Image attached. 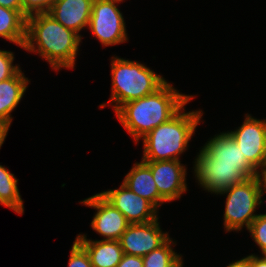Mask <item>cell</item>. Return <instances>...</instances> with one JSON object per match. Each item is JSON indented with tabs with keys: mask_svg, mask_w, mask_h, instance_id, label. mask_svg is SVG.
Returning a JSON list of instances; mask_svg holds the SVG:
<instances>
[{
	"mask_svg": "<svg viewBox=\"0 0 266 267\" xmlns=\"http://www.w3.org/2000/svg\"><path fill=\"white\" fill-rule=\"evenodd\" d=\"M194 159L196 182L203 190L218 195L225 189L260 173L228 132L211 137Z\"/></svg>",
	"mask_w": 266,
	"mask_h": 267,
	"instance_id": "1",
	"label": "cell"
},
{
	"mask_svg": "<svg viewBox=\"0 0 266 267\" xmlns=\"http://www.w3.org/2000/svg\"><path fill=\"white\" fill-rule=\"evenodd\" d=\"M82 35L65 28L49 13L26 18L23 50L39 54L53 70L74 69Z\"/></svg>",
	"mask_w": 266,
	"mask_h": 267,
	"instance_id": "2",
	"label": "cell"
},
{
	"mask_svg": "<svg viewBox=\"0 0 266 267\" xmlns=\"http://www.w3.org/2000/svg\"><path fill=\"white\" fill-rule=\"evenodd\" d=\"M194 97L180 93L166 81L154 93L123 104L115 115L137 143L148 132L172 118Z\"/></svg>",
	"mask_w": 266,
	"mask_h": 267,
	"instance_id": "3",
	"label": "cell"
},
{
	"mask_svg": "<svg viewBox=\"0 0 266 267\" xmlns=\"http://www.w3.org/2000/svg\"><path fill=\"white\" fill-rule=\"evenodd\" d=\"M203 116L202 110L186 111L185 105L167 122L155 127L143 138L142 161L178 160Z\"/></svg>",
	"mask_w": 266,
	"mask_h": 267,
	"instance_id": "4",
	"label": "cell"
},
{
	"mask_svg": "<svg viewBox=\"0 0 266 267\" xmlns=\"http://www.w3.org/2000/svg\"><path fill=\"white\" fill-rule=\"evenodd\" d=\"M110 65L112 87L109 104L115 112L127 102L154 93L166 82L162 75L138 61L113 56Z\"/></svg>",
	"mask_w": 266,
	"mask_h": 267,
	"instance_id": "5",
	"label": "cell"
},
{
	"mask_svg": "<svg viewBox=\"0 0 266 267\" xmlns=\"http://www.w3.org/2000/svg\"><path fill=\"white\" fill-rule=\"evenodd\" d=\"M226 194L223 214L225 232L249 229L253 220L259 215L256 209L263 203V183L260 175L235 184L219 195Z\"/></svg>",
	"mask_w": 266,
	"mask_h": 267,
	"instance_id": "6",
	"label": "cell"
},
{
	"mask_svg": "<svg viewBox=\"0 0 266 267\" xmlns=\"http://www.w3.org/2000/svg\"><path fill=\"white\" fill-rule=\"evenodd\" d=\"M124 0H93L89 30L102 46H114L129 40L124 16L118 4Z\"/></svg>",
	"mask_w": 266,
	"mask_h": 267,
	"instance_id": "7",
	"label": "cell"
},
{
	"mask_svg": "<svg viewBox=\"0 0 266 267\" xmlns=\"http://www.w3.org/2000/svg\"><path fill=\"white\" fill-rule=\"evenodd\" d=\"M227 132L247 161L261 173L266 166V119H257L247 113L241 126Z\"/></svg>",
	"mask_w": 266,
	"mask_h": 267,
	"instance_id": "8",
	"label": "cell"
},
{
	"mask_svg": "<svg viewBox=\"0 0 266 267\" xmlns=\"http://www.w3.org/2000/svg\"><path fill=\"white\" fill-rule=\"evenodd\" d=\"M158 220L129 224L119 239L123 253L144 257L161 246L170 236L162 231Z\"/></svg>",
	"mask_w": 266,
	"mask_h": 267,
	"instance_id": "9",
	"label": "cell"
},
{
	"mask_svg": "<svg viewBox=\"0 0 266 267\" xmlns=\"http://www.w3.org/2000/svg\"><path fill=\"white\" fill-rule=\"evenodd\" d=\"M100 194L125 216L129 224L146 223L159 218L158 209L124 183L118 189H108Z\"/></svg>",
	"mask_w": 266,
	"mask_h": 267,
	"instance_id": "10",
	"label": "cell"
},
{
	"mask_svg": "<svg viewBox=\"0 0 266 267\" xmlns=\"http://www.w3.org/2000/svg\"><path fill=\"white\" fill-rule=\"evenodd\" d=\"M79 203L97 211L91 221V228L103 237L102 240H119L126 231L129 223L125 216L100 193Z\"/></svg>",
	"mask_w": 266,
	"mask_h": 267,
	"instance_id": "11",
	"label": "cell"
},
{
	"mask_svg": "<svg viewBox=\"0 0 266 267\" xmlns=\"http://www.w3.org/2000/svg\"><path fill=\"white\" fill-rule=\"evenodd\" d=\"M150 169L159 194L171 202L180 199L188 189L187 167L178 160L143 161Z\"/></svg>",
	"mask_w": 266,
	"mask_h": 267,
	"instance_id": "12",
	"label": "cell"
},
{
	"mask_svg": "<svg viewBox=\"0 0 266 267\" xmlns=\"http://www.w3.org/2000/svg\"><path fill=\"white\" fill-rule=\"evenodd\" d=\"M93 0H56L48 13L65 28L79 34L88 28Z\"/></svg>",
	"mask_w": 266,
	"mask_h": 267,
	"instance_id": "13",
	"label": "cell"
},
{
	"mask_svg": "<svg viewBox=\"0 0 266 267\" xmlns=\"http://www.w3.org/2000/svg\"><path fill=\"white\" fill-rule=\"evenodd\" d=\"M75 240L86 250L92 267H117L124 255L119 240H92L85 234Z\"/></svg>",
	"mask_w": 266,
	"mask_h": 267,
	"instance_id": "14",
	"label": "cell"
},
{
	"mask_svg": "<svg viewBox=\"0 0 266 267\" xmlns=\"http://www.w3.org/2000/svg\"><path fill=\"white\" fill-rule=\"evenodd\" d=\"M131 191L150 201L158 210L167 201L159 194L151 169L141 160L133 164L123 182Z\"/></svg>",
	"mask_w": 266,
	"mask_h": 267,
	"instance_id": "15",
	"label": "cell"
},
{
	"mask_svg": "<svg viewBox=\"0 0 266 267\" xmlns=\"http://www.w3.org/2000/svg\"><path fill=\"white\" fill-rule=\"evenodd\" d=\"M30 81L20 69L13 77L0 82V121L11 126L12 111L26 93Z\"/></svg>",
	"mask_w": 266,
	"mask_h": 267,
	"instance_id": "16",
	"label": "cell"
},
{
	"mask_svg": "<svg viewBox=\"0 0 266 267\" xmlns=\"http://www.w3.org/2000/svg\"><path fill=\"white\" fill-rule=\"evenodd\" d=\"M0 37L23 48L26 39V18L17 10L0 6Z\"/></svg>",
	"mask_w": 266,
	"mask_h": 267,
	"instance_id": "17",
	"label": "cell"
},
{
	"mask_svg": "<svg viewBox=\"0 0 266 267\" xmlns=\"http://www.w3.org/2000/svg\"><path fill=\"white\" fill-rule=\"evenodd\" d=\"M18 179L3 165H0V204L23 215L24 205L18 189Z\"/></svg>",
	"mask_w": 266,
	"mask_h": 267,
	"instance_id": "18",
	"label": "cell"
},
{
	"mask_svg": "<svg viewBox=\"0 0 266 267\" xmlns=\"http://www.w3.org/2000/svg\"><path fill=\"white\" fill-rule=\"evenodd\" d=\"M176 241L169 237L161 246L143 258V267H183V257L173 250Z\"/></svg>",
	"mask_w": 266,
	"mask_h": 267,
	"instance_id": "19",
	"label": "cell"
},
{
	"mask_svg": "<svg viewBox=\"0 0 266 267\" xmlns=\"http://www.w3.org/2000/svg\"><path fill=\"white\" fill-rule=\"evenodd\" d=\"M248 232L255 244L260 248L261 254L266 251V213L259 214L251 223Z\"/></svg>",
	"mask_w": 266,
	"mask_h": 267,
	"instance_id": "20",
	"label": "cell"
},
{
	"mask_svg": "<svg viewBox=\"0 0 266 267\" xmlns=\"http://www.w3.org/2000/svg\"><path fill=\"white\" fill-rule=\"evenodd\" d=\"M14 52L0 50V82L13 77L20 69V65H13Z\"/></svg>",
	"mask_w": 266,
	"mask_h": 267,
	"instance_id": "21",
	"label": "cell"
},
{
	"mask_svg": "<svg viewBox=\"0 0 266 267\" xmlns=\"http://www.w3.org/2000/svg\"><path fill=\"white\" fill-rule=\"evenodd\" d=\"M70 250L68 267H92L86 250L76 240Z\"/></svg>",
	"mask_w": 266,
	"mask_h": 267,
	"instance_id": "22",
	"label": "cell"
},
{
	"mask_svg": "<svg viewBox=\"0 0 266 267\" xmlns=\"http://www.w3.org/2000/svg\"><path fill=\"white\" fill-rule=\"evenodd\" d=\"M23 16L27 18L36 13H48L56 0H21Z\"/></svg>",
	"mask_w": 266,
	"mask_h": 267,
	"instance_id": "23",
	"label": "cell"
},
{
	"mask_svg": "<svg viewBox=\"0 0 266 267\" xmlns=\"http://www.w3.org/2000/svg\"><path fill=\"white\" fill-rule=\"evenodd\" d=\"M117 267H143V258L141 256L124 254Z\"/></svg>",
	"mask_w": 266,
	"mask_h": 267,
	"instance_id": "24",
	"label": "cell"
},
{
	"mask_svg": "<svg viewBox=\"0 0 266 267\" xmlns=\"http://www.w3.org/2000/svg\"><path fill=\"white\" fill-rule=\"evenodd\" d=\"M0 6L11 10H17L23 15V6L21 0H0Z\"/></svg>",
	"mask_w": 266,
	"mask_h": 267,
	"instance_id": "25",
	"label": "cell"
},
{
	"mask_svg": "<svg viewBox=\"0 0 266 267\" xmlns=\"http://www.w3.org/2000/svg\"><path fill=\"white\" fill-rule=\"evenodd\" d=\"M248 267H266V257L263 255L249 254L248 255Z\"/></svg>",
	"mask_w": 266,
	"mask_h": 267,
	"instance_id": "26",
	"label": "cell"
},
{
	"mask_svg": "<svg viewBox=\"0 0 266 267\" xmlns=\"http://www.w3.org/2000/svg\"><path fill=\"white\" fill-rule=\"evenodd\" d=\"M10 126L0 121V149L5 142Z\"/></svg>",
	"mask_w": 266,
	"mask_h": 267,
	"instance_id": "27",
	"label": "cell"
},
{
	"mask_svg": "<svg viewBox=\"0 0 266 267\" xmlns=\"http://www.w3.org/2000/svg\"><path fill=\"white\" fill-rule=\"evenodd\" d=\"M226 267H248V255L239 260L229 263Z\"/></svg>",
	"mask_w": 266,
	"mask_h": 267,
	"instance_id": "28",
	"label": "cell"
},
{
	"mask_svg": "<svg viewBox=\"0 0 266 267\" xmlns=\"http://www.w3.org/2000/svg\"><path fill=\"white\" fill-rule=\"evenodd\" d=\"M260 176H261V180L263 183V190H264L263 193L265 194L266 193V172H261Z\"/></svg>",
	"mask_w": 266,
	"mask_h": 267,
	"instance_id": "29",
	"label": "cell"
}]
</instances>
